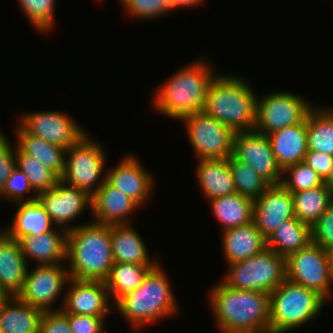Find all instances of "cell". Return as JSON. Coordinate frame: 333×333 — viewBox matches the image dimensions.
I'll return each mask as SVG.
<instances>
[{
  "label": "cell",
  "mask_w": 333,
  "mask_h": 333,
  "mask_svg": "<svg viewBox=\"0 0 333 333\" xmlns=\"http://www.w3.org/2000/svg\"><path fill=\"white\" fill-rule=\"evenodd\" d=\"M289 175V178H283L282 185L291 193L316 188L321 186L324 181L320 176L304 162L288 166L283 174Z\"/></svg>",
  "instance_id": "obj_37"
},
{
  "label": "cell",
  "mask_w": 333,
  "mask_h": 333,
  "mask_svg": "<svg viewBox=\"0 0 333 333\" xmlns=\"http://www.w3.org/2000/svg\"><path fill=\"white\" fill-rule=\"evenodd\" d=\"M16 167L28 177L33 190L38 194L53 188L60 177L36 158L23 153L16 146Z\"/></svg>",
  "instance_id": "obj_35"
},
{
  "label": "cell",
  "mask_w": 333,
  "mask_h": 333,
  "mask_svg": "<svg viewBox=\"0 0 333 333\" xmlns=\"http://www.w3.org/2000/svg\"><path fill=\"white\" fill-rule=\"evenodd\" d=\"M134 156L128 155L116 167L106 169V180L115 188L126 194L142 206L153 188L152 174Z\"/></svg>",
  "instance_id": "obj_18"
},
{
  "label": "cell",
  "mask_w": 333,
  "mask_h": 333,
  "mask_svg": "<svg viewBox=\"0 0 333 333\" xmlns=\"http://www.w3.org/2000/svg\"><path fill=\"white\" fill-rule=\"evenodd\" d=\"M72 333H102L104 324V317L66 314Z\"/></svg>",
  "instance_id": "obj_42"
},
{
  "label": "cell",
  "mask_w": 333,
  "mask_h": 333,
  "mask_svg": "<svg viewBox=\"0 0 333 333\" xmlns=\"http://www.w3.org/2000/svg\"><path fill=\"white\" fill-rule=\"evenodd\" d=\"M165 274L162 266L157 264L145 275L138 288L114 304L135 330L177 313L176 299Z\"/></svg>",
  "instance_id": "obj_5"
},
{
  "label": "cell",
  "mask_w": 333,
  "mask_h": 333,
  "mask_svg": "<svg viewBox=\"0 0 333 333\" xmlns=\"http://www.w3.org/2000/svg\"><path fill=\"white\" fill-rule=\"evenodd\" d=\"M140 207L126 194L112 186L107 180L91 196V213L95 223L104 225L130 224L129 215Z\"/></svg>",
  "instance_id": "obj_19"
},
{
  "label": "cell",
  "mask_w": 333,
  "mask_h": 333,
  "mask_svg": "<svg viewBox=\"0 0 333 333\" xmlns=\"http://www.w3.org/2000/svg\"><path fill=\"white\" fill-rule=\"evenodd\" d=\"M17 204L12 225L4 229L9 237L19 240L23 236H36L53 229L48 213L37 199Z\"/></svg>",
  "instance_id": "obj_27"
},
{
  "label": "cell",
  "mask_w": 333,
  "mask_h": 333,
  "mask_svg": "<svg viewBox=\"0 0 333 333\" xmlns=\"http://www.w3.org/2000/svg\"><path fill=\"white\" fill-rule=\"evenodd\" d=\"M40 112V113H39ZM23 115L19 124L26 132L66 149L87 132L60 111H39Z\"/></svg>",
  "instance_id": "obj_14"
},
{
  "label": "cell",
  "mask_w": 333,
  "mask_h": 333,
  "mask_svg": "<svg viewBox=\"0 0 333 333\" xmlns=\"http://www.w3.org/2000/svg\"><path fill=\"white\" fill-rule=\"evenodd\" d=\"M294 216L308 225L314 224L333 202V189L325 183L316 188L292 193Z\"/></svg>",
  "instance_id": "obj_31"
},
{
  "label": "cell",
  "mask_w": 333,
  "mask_h": 333,
  "mask_svg": "<svg viewBox=\"0 0 333 333\" xmlns=\"http://www.w3.org/2000/svg\"><path fill=\"white\" fill-rule=\"evenodd\" d=\"M37 200L48 213L51 222L67 231L73 228L68 223L77 218L87 206L91 207V196L61 179L50 190L38 193Z\"/></svg>",
  "instance_id": "obj_15"
},
{
  "label": "cell",
  "mask_w": 333,
  "mask_h": 333,
  "mask_svg": "<svg viewBox=\"0 0 333 333\" xmlns=\"http://www.w3.org/2000/svg\"><path fill=\"white\" fill-rule=\"evenodd\" d=\"M56 0H19L23 13L31 25L41 33H49L54 24Z\"/></svg>",
  "instance_id": "obj_36"
},
{
  "label": "cell",
  "mask_w": 333,
  "mask_h": 333,
  "mask_svg": "<svg viewBox=\"0 0 333 333\" xmlns=\"http://www.w3.org/2000/svg\"><path fill=\"white\" fill-rule=\"evenodd\" d=\"M7 297L8 295L2 289H0V306Z\"/></svg>",
  "instance_id": "obj_48"
},
{
  "label": "cell",
  "mask_w": 333,
  "mask_h": 333,
  "mask_svg": "<svg viewBox=\"0 0 333 333\" xmlns=\"http://www.w3.org/2000/svg\"><path fill=\"white\" fill-rule=\"evenodd\" d=\"M222 232V249L228 265L243 261L267 248V239L253 221Z\"/></svg>",
  "instance_id": "obj_23"
},
{
  "label": "cell",
  "mask_w": 333,
  "mask_h": 333,
  "mask_svg": "<svg viewBox=\"0 0 333 333\" xmlns=\"http://www.w3.org/2000/svg\"><path fill=\"white\" fill-rule=\"evenodd\" d=\"M324 183L329 187L333 189V166L331 169V173L329 177L324 181Z\"/></svg>",
  "instance_id": "obj_47"
},
{
  "label": "cell",
  "mask_w": 333,
  "mask_h": 333,
  "mask_svg": "<svg viewBox=\"0 0 333 333\" xmlns=\"http://www.w3.org/2000/svg\"><path fill=\"white\" fill-rule=\"evenodd\" d=\"M311 239L323 249L333 245V202L311 225Z\"/></svg>",
  "instance_id": "obj_40"
},
{
  "label": "cell",
  "mask_w": 333,
  "mask_h": 333,
  "mask_svg": "<svg viewBox=\"0 0 333 333\" xmlns=\"http://www.w3.org/2000/svg\"><path fill=\"white\" fill-rule=\"evenodd\" d=\"M40 333H72L67 315L61 309L43 311Z\"/></svg>",
  "instance_id": "obj_41"
},
{
  "label": "cell",
  "mask_w": 333,
  "mask_h": 333,
  "mask_svg": "<svg viewBox=\"0 0 333 333\" xmlns=\"http://www.w3.org/2000/svg\"><path fill=\"white\" fill-rule=\"evenodd\" d=\"M203 0H171L172 8L177 9V7H196V5L201 4Z\"/></svg>",
  "instance_id": "obj_45"
},
{
  "label": "cell",
  "mask_w": 333,
  "mask_h": 333,
  "mask_svg": "<svg viewBox=\"0 0 333 333\" xmlns=\"http://www.w3.org/2000/svg\"><path fill=\"white\" fill-rule=\"evenodd\" d=\"M308 151L333 156V108L314 107L306 117Z\"/></svg>",
  "instance_id": "obj_32"
},
{
  "label": "cell",
  "mask_w": 333,
  "mask_h": 333,
  "mask_svg": "<svg viewBox=\"0 0 333 333\" xmlns=\"http://www.w3.org/2000/svg\"><path fill=\"white\" fill-rule=\"evenodd\" d=\"M197 179L208 201L236 193L228 159L198 160Z\"/></svg>",
  "instance_id": "obj_25"
},
{
  "label": "cell",
  "mask_w": 333,
  "mask_h": 333,
  "mask_svg": "<svg viewBox=\"0 0 333 333\" xmlns=\"http://www.w3.org/2000/svg\"><path fill=\"white\" fill-rule=\"evenodd\" d=\"M298 95L275 92L257 97L255 131L268 135L287 126L302 123L314 107Z\"/></svg>",
  "instance_id": "obj_11"
},
{
  "label": "cell",
  "mask_w": 333,
  "mask_h": 333,
  "mask_svg": "<svg viewBox=\"0 0 333 333\" xmlns=\"http://www.w3.org/2000/svg\"><path fill=\"white\" fill-rule=\"evenodd\" d=\"M209 293L221 333H269L270 294L232 289L223 282Z\"/></svg>",
  "instance_id": "obj_1"
},
{
  "label": "cell",
  "mask_w": 333,
  "mask_h": 333,
  "mask_svg": "<svg viewBox=\"0 0 333 333\" xmlns=\"http://www.w3.org/2000/svg\"><path fill=\"white\" fill-rule=\"evenodd\" d=\"M311 242V226L293 217L281 223L267 238V248L286 258Z\"/></svg>",
  "instance_id": "obj_29"
},
{
  "label": "cell",
  "mask_w": 333,
  "mask_h": 333,
  "mask_svg": "<svg viewBox=\"0 0 333 333\" xmlns=\"http://www.w3.org/2000/svg\"><path fill=\"white\" fill-rule=\"evenodd\" d=\"M14 148L12 149L7 137L0 132V190L16 167V146Z\"/></svg>",
  "instance_id": "obj_43"
},
{
  "label": "cell",
  "mask_w": 333,
  "mask_h": 333,
  "mask_svg": "<svg viewBox=\"0 0 333 333\" xmlns=\"http://www.w3.org/2000/svg\"><path fill=\"white\" fill-rule=\"evenodd\" d=\"M285 267L287 280L316 291L326 300L331 296L333 273L326 250L322 247L311 242L287 256Z\"/></svg>",
  "instance_id": "obj_10"
},
{
  "label": "cell",
  "mask_w": 333,
  "mask_h": 333,
  "mask_svg": "<svg viewBox=\"0 0 333 333\" xmlns=\"http://www.w3.org/2000/svg\"><path fill=\"white\" fill-rule=\"evenodd\" d=\"M126 12L137 19H152L172 10L171 0H120Z\"/></svg>",
  "instance_id": "obj_38"
},
{
  "label": "cell",
  "mask_w": 333,
  "mask_h": 333,
  "mask_svg": "<svg viewBox=\"0 0 333 333\" xmlns=\"http://www.w3.org/2000/svg\"><path fill=\"white\" fill-rule=\"evenodd\" d=\"M295 217L292 193L282 184L270 185L254 200L253 222L267 239L281 223Z\"/></svg>",
  "instance_id": "obj_16"
},
{
  "label": "cell",
  "mask_w": 333,
  "mask_h": 333,
  "mask_svg": "<svg viewBox=\"0 0 333 333\" xmlns=\"http://www.w3.org/2000/svg\"><path fill=\"white\" fill-rule=\"evenodd\" d=\"M17 147L25 154L39 160L43 165L53 170L59 177L65 167L66 148L47 142L26 132L20 125L16 126Z\"/></svg>",
  "instance_id": "obj_28"
},
{
  "label": "cell",
  "mask_w": 333,
  "mask_h": 333,
  "mask_svg": "<svg viewBox=\"0 0 333 333\" xmlns=\"http://www.w3.org/2000/svg\"><path fill=\"white\" fill-rule=\"evenodd\" d=\"M229 166L236 193L240 195L255 200L270 186L250 165L235 159L232 155L229 158Z\"/></svg>",
  "instance_id": "obj_34"
},
{
  "label": "cell",
  "mask_w": 333,
  "mask_h": 333,
  "mask_svg": "<svg viewBox=\"0 0 333 333\" xmlns=\"http://www.w3.org/2000/svg\"><path fill=\"white\" fill-rule=\"evenodd\" d=\"M198 159H228L235 132L204 110L181 119Z\"/></svg>",
  "instance_id": "obj_9"
},
{
  "label": "cell",
  "mask_w": 333,
  "mask_h": 333,
  "mask_svg": "<svg viewBox=\"0 0 333 333\" xmlns=\"http://www.w3.org/2000/svg\"><path fill=\"white\" fill-rule=\"evenodd\" d=\"M213 78L207 91L204 111L235 133L253 131L256 125L257 95L238 76Z\"/></svg>",
  "instance_id": "obj_4"
},
{
  "label": "cell",
  "mask_w": 333,
  "mask_h": 333,
  "mask_svg": "<svg viewBox=\"0 0 333 333\" xmlns=\"http://www.w3.org/2000/svg\"><path fill=\"white\" fill-rule=\"evenodd\" d=\"M210 204L215 217L221 221L223 231L253 221L254 200L239 193L211 199Z\"/></svg>",
  "instance_id": "obj_30"
},
{
  "label": "cell",
  "mask_w": 333,
  "mask_h": 333,
  "mask_svg": "<svg viewBox=\"0 0 333 333\" xmlns=\"http://www.w3.org/2000/svg\"><path fill=\"white\" fill-rule=\"evenodd\" d=\"M110 239L114 262L144 265L158 264L149 260L146 245L140 234L132 228V225H110Z\"/></svg>",
  "instance_id": "obj_26"
},
{
  "label": "cell",
  "mask_w": 333,
  "mask_h": 333,
  "mask_svg": "<svg viewBox=\"0 0 333 333\" xmlns=\"http://www.w3.org/2000/svg\"><path fill=\"white\" fill-rule=\"evenodd\" d=\"M67 233L63 228L58 232L53 228L36 236H23L18 241L26 260L32 258L37 265L61 264L66 261Z\"/></svg>",
  "instance_id": "obj_22"
},
{
  "label": "cell",
  "mask_w": 333,
  "mask_h": 333,
  "mask_svg": "<svg viewBox=\"0 0 333 333\" xmlns=\"http://www.w3.org/2000/svg\"><path fill=\"white\" fill-rule=\"evenodd\" d=\"M60 265H38L31 272L27 268L24 286L17 297L42 311L53 310L52 303L60 296L64 284L70 280L69 271Z\"/></svg>",
  "instance_id": "obj_13"
},
{
  "label": "cell",
  "mask_w": 333,
  "mask_h": 333,
  "mask_svg": "<svg viewBox=\"0 0 333 333\" xmlns=\"http://www.w3.org/2000/svg\"><path fill=\"white\" fill-rule=\"evenodd\" d=\"M156 265L114 262L105 281L109 297L115 303L124 295L138 288L151 268ZM112 295V296H111Z\"/></svg>",
  "instance_id": "obj_33"
},
{
  "label": "cell",
  "mask_w": 333,
  "mask_h": 333,
  "mask_svg": "<svg viewBox=\"0 0 333 333\" xmlns=\"http://www.w3.org/2000/svg\"><path fill=\"white\" fill-rule=\"evenodd\" d=\"M278 166L284 171L288 166L304 162L308 152L306 119L267 135Z\"/></svg>",
  "instance_id": "obj_21"
},
{
  "label": "cell",
  "mask_w": 333,
  "mask_h": 333,
  "mask_svg": "<svg viewBox=\"0 0 333 333\" xmlns=\"http://www.w3.org/2000/svg\"><path fill=\"white\" fill-rule=\"evenodd\" d=\"M61 310L65 314L105 317L110 312L109 292L104 281L70 278Z\"/></svg>",
  "instance_id": "obj_17"
},
{
  "label": "cell",
  "mask_w": 333,
  "mask_h": 333,
  "mask_svg": "<svg viewBox=\"0 0 333 333\" xmlns=\"http://www.w3.org/2000/svg\"><path fill=\"white\" fill-rule=\"evenodd\" d=\"M325 301L316 291L285 279L270 293L269 333H285L310 322Z\"/></svg>",
  "instance_id": "obj_6"
},
{
  "label": "cell",
  "mask_w": 333,
  "mask_h": 333,
  "mask_svg": "<svg viewBox=\"0 0 333 333\" xmlns=\"http://www.w3.org/2000/svg\"><path fill=\"white\" fill-rule=\"evenodd\" d=\"M228 266L222 282L236 290L270 294L286 279L285 257L269 248Z\"/></svg>",
  "instance_id": "obj_7"
},
{
  "label": "cell",
  "mask_w": 333,
  "mask_h": 333,
  "mask_svg": "<svg viewBox=\"0 0 333 333\" xmlns=\"http://www.w3.org/2000/svg\"><path fill=\"white\" fill-rule=\"evenodd\" d=\"M65 156L64 172L60 179L92 196L106 180V176L102 178L105 154L101 144L91 141L86 133L66 149Z\"/></svg>",
  "instance_id": "obj_8"
},
{
  "label": "cell",
  "mask_w": 333,
  "mask_h": 333,
  "mask_svg": "<svg viewBox=\"0 0 333 333\" xmlns=\"http://www.w3.org/2000/svg\"><path fill=\"white\" fill-rule=\"evenodd\" d=\"M304 163L311 167L325 181L333 166V156L319 151H308Z\"/></svg>",
  "instance_id": "obj_44"
},
{
  "label": "cell",
  "mask_w": 333,
  "mask_h": 333,
  "mask_svg": "<svg viewBox=\"0 0 333 333\" xmlns=\"http://www.w3.org/2000/svg\"><path fill=\"white\" fill-rule=\"evenodd\" d=\"M67 259L70 278L105 282L114 263L110 225L91 222L73 226L67 233Z\"/></svg>",
  "instance_id": "obj_2"
},
{
  "label": "cell",
  "mask_w": 333,
  "mask_h": 333,
  "mask_svg": "<svg viewBox=\"0 0 333 333\" xmlns=\"http://www.w3.org/2000/svg\"><path fill=\"white\" fill-rule=\"evenodd\" d=\"M215 76L204 59L193 62L176 71L174 76L157 88L154 107L163 115L179 120L202 111L208 87Z\"/></svg>",
  "instance_id": "obj_3"
},
{
  "label": "cell",
  "mask_w": 333,
  "mask_h": 333,
  "mask_svg": "<svg viewBox=\"0 0 333 333\" xmlns=\"http://www.w3.org/2000/svg\"><path fill=\"white\" fill-rule=\"evenodd\" d=\"M232 156L250 165L270 185L282 183L283 170L277 164L267 135L255 130L235 133Z\"/></svg>",
  "instance_id": "obj_12"
},
{
  "label": "cell",
  "mask_w": 333,
  "mask_h": 333,
  "mask_svg": "<svg viewBox=\"0 0 333 333\" xmlns=\"http://www.w3.org/2000/svg\"><path fill=\"white\" fill-rule=\"evenodd\" d=\"M325 250H326V254H327L328 262L330 264L331 271L333 273V245L327 247Z\"/></svg>",
  "instance_id": "obj_46"
},
{
  "label": "cell",
  "mask_w": 333,
  "mask_h": 333,
  "mask_svg": "<svg viewBox=\"0 0 333 333\" xmlns=\"http://www.w3.org/2000/svg\"><path fill=\"white\" fill-rule=\"evenodd\" d=\"M43 311L8 296L0 306V329L4 333H40Z\"/></svg>",
  "instance_id": "obj_24"
},
{
  "label": "cell",
  "mask_w": 333,
  "mask_h": 333,
  "mask_svg": "<svg viewBox=\"0 0 333 333\" xmlns=\"http://www.w3.org/2000/svg\"><path fill=\"white\" fill-rule=\"evenodd\" d=\"M28 264L19 241L0 232V288L17 296L24 286Z\"/></svg>",
  "instance_id": "obj_20"
},
{
  "label": "cell",
  "mask_w": 333,
  "mask_h": 333,
  "mask_svg": "<svg viewBox=\"0 0 333 333\" xmlns=\"http://www.w3.org/2000/svg\"><path fill=\"white\" fill-rule=\"evenodd\" d=\"M31 189L35 195H33L32 197H29L30 199H28V200H24L23 195H25L26 192L30 191ZM0 194H1V197L5 196V197H7V199L9 198L10 201L16 202V203L23 202V201H33V200L37 199V193L31 187L28 177L18 167H15L13 169L10 177L8 178V180L5 182L2 189L0 190Z\"/></svg>",
  "instance_id": "obj_39"
}]
</instances>
